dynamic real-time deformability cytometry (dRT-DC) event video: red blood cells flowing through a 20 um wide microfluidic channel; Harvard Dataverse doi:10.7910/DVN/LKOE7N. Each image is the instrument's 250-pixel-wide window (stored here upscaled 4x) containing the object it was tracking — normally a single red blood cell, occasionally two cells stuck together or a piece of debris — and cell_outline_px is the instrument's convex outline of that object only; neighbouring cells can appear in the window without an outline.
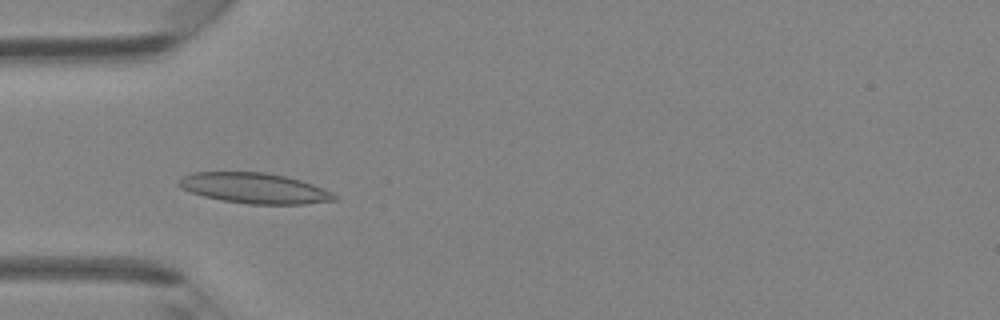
{"species": "Egyptian fruit bat (a non-hibernating species)", "species_latin": "Rousettus aegyptiacus", "temperature_condition": "room temperature", "stored_images_in_passage": 34, "camera_frame_rate_fps": 3000, "um_per_image_px": 0.085, "animal": {"sex": "female"}, "frame": {"image": 1, "passage_image": 5, "time_ms": 1.333, "image_size_px": [1000, 320], "cell_outline_px": [[336, 200], [304, 204], [248, 204], [224, 200], [204, 196], [180, 188], [176, 184], [184, 176], [196, 172], [264, 172], [284, 176], [300, 180], [312, 184], [332, 192], [336, 196]], "centroid_in_image_um": [21.63, 16.0], "position_along_channel_um": 63.4, "area_um2": 27.28}}
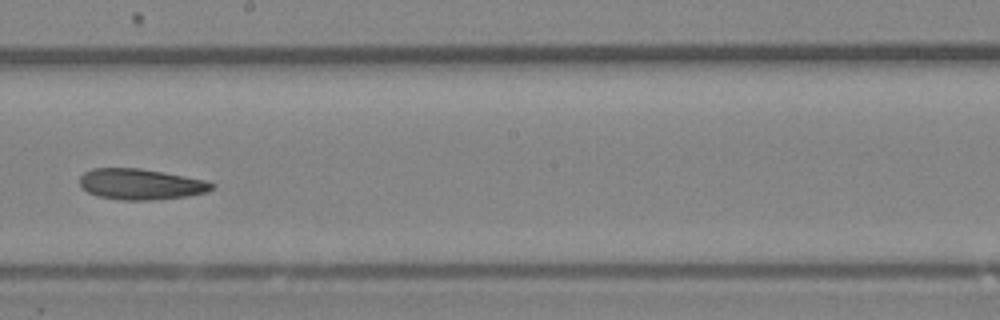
{"frame": {"image": 2, "passage_image": 16, "time_ms": 5.0, "image_size_px": [1000, 320], "cell_outline_px": [[216, 184], [208, 192], [188, 196], [152, 200], [120, 200], [96, 196], [88, 192], [80, 184], [80, 176], [84, 172], [92, 168], [140, 168], [208, 180]], "centroid_in_image_um": [11.99, 15.66], "position_along_channel_um": 236.2, "area_um2": 23.93}}
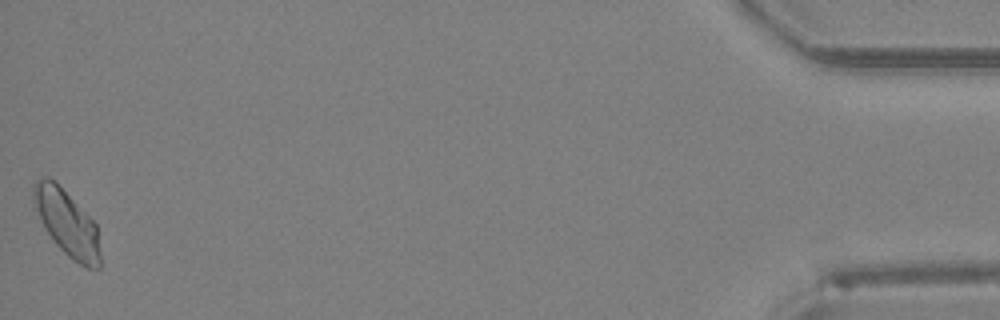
{"frame": {"image": 3, "passage_image": 34, "time_ms": 11.0, "image_size_px": [1000, 320], "cell_outline_px": [[100, 268], [88, 268], [72, 260], [56, 244], [44, 228], [32, 200], [32, 184], [40, 176], [48, 176], [96, 224], [100, 252]], "centroid_in_image_um": [5.66, 18.97], "position_along_channel_um": 429.5, "area_um2": 25.09}}